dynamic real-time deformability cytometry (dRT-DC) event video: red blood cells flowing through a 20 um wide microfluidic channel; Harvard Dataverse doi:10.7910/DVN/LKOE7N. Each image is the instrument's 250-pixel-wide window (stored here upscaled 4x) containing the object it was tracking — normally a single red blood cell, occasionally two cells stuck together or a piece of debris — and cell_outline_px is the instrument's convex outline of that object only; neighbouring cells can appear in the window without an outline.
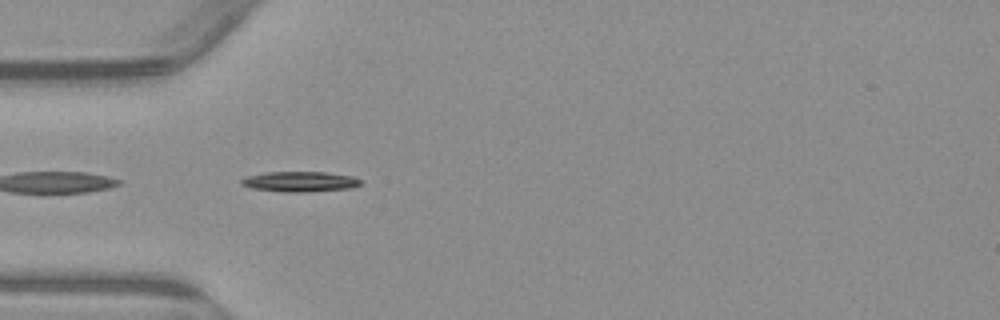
{"species": "common noctule bat (a hibernating species)", "species_latin": "Nyctalus noctula", "temperature_condition": "warm", "stored_images_in_passage": 38, "camera_frame_rate_fps": 3000, "um_per_image_px": 0.085, "animal": {"sex": "male", "body_mass_g": 23.1, "forearm_length_mm": 52.7}, "frame": {"image": 1, "passage_image": 1, "time_ms": 0.0, "image_size_px": [1000, 320], "cell_outline_px": [[364, 184], [352, 188], [304, 192], [284, 192], [252, 188], [240, 184], [240, 180], [248, 176], [264, 172], [324, 172], [352, 176], [360, 180]], "centroid_in_image_um": [25.51, 15.44], "position_along_channel_um": 59.5, "area_um2": 14.1}}
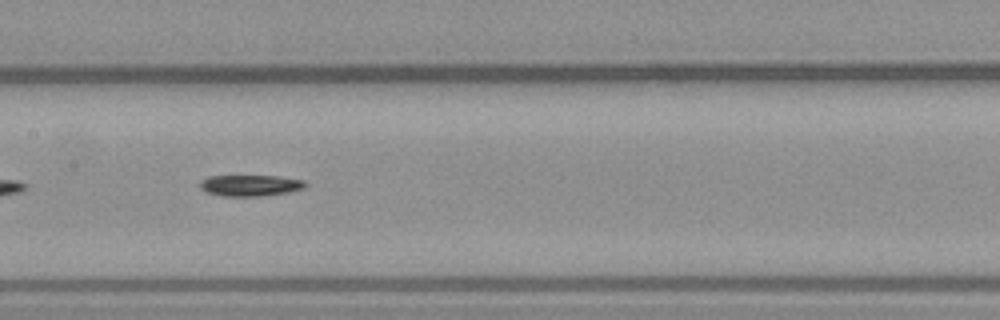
{"frame": {"image": 2, "passage_image": 11, "time_ms": 3.333, "image_size_px": [1000, 320], "cell_outline_px": [[308, 184], [304, 188], [288, 192], [260, 196], [220, 196], [204, 192], [200, 188], [200, 180], [208, 176], [280, 176], [304, 180]], "centroid_in_image_um": [21.25, 15.76], "position_along_channel_um": 186.2, "area_um2": 13.18}}
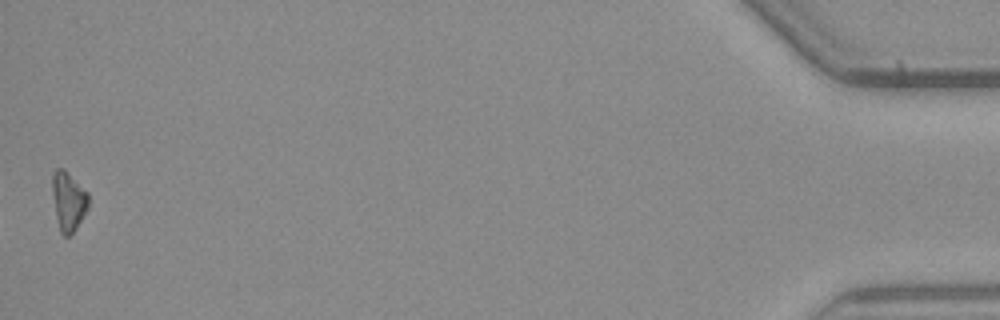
{"frame": {"image": 3, "passage_image": 38, "time_ms": 12.333, "image_size_px": [1000, 320], "cell_outline_px": [[88, 208], [76, 228], [68, 236], [64, 236], [60, 232], [56, 216], [52, 192], [52, 172], [56, 168], [64, 168], [88, 192]], "centroid_in_image_um": [5.8, 17.06], "position_along_channel_um": 429.4, "area_um2": 12.43}, "authors_computed_cell_mechanics": {"area_um2": 12.9761, "velocity_mm_per_s": 3.8426, "shape_relaxation_time_tau1_ms": 10.9045, "shape_relaxation_time_tau2_ms": null, "deformation_change_tau1": 0.2042, "deformation_change_tau2": null}}